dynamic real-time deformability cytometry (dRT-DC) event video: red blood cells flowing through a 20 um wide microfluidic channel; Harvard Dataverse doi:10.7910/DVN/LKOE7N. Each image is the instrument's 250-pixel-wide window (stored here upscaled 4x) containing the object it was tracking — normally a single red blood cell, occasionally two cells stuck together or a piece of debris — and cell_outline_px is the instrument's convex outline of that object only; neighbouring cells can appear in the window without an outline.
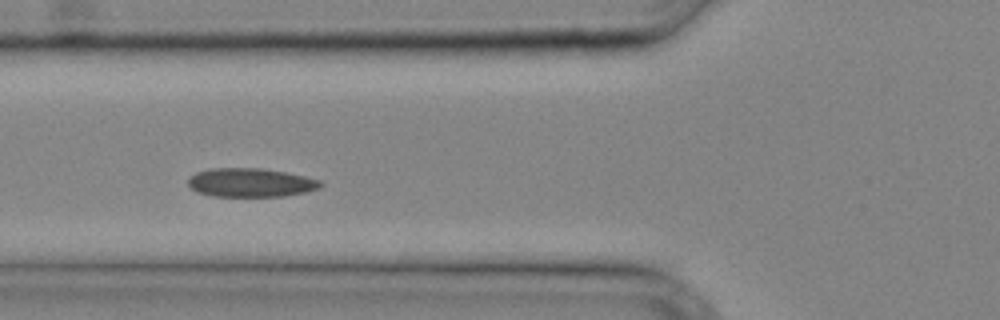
{"species": "common noctule bat (a hibernating species)", "species_latin": "Nyctalus noctula", "temperature_condition": "cold", "stored_images_in_passage": 31, "camera_frame_rate_fps": 3000, "um_per_image_px": 0.085, "animal": {"sex": "male", "body_mass_g": 20.4}, "frame": {"image": 1, "passage_image": 10, "time_ms": 3.0, "image_size_px": [1000, 320], "cell_outline_px": [[324, 184], [316, 188], [304, 192], [284, 196], [212, 196], [196, 192], [188, 184], [188, 180], [196, 172], [208, 168], [260, 168], [284, 172], [304, 176], [320, 180]], "centroid_in_image_um": [21.26, 15.52], "position_along_channel_um": 104.5, "area_um2": 22.02}}
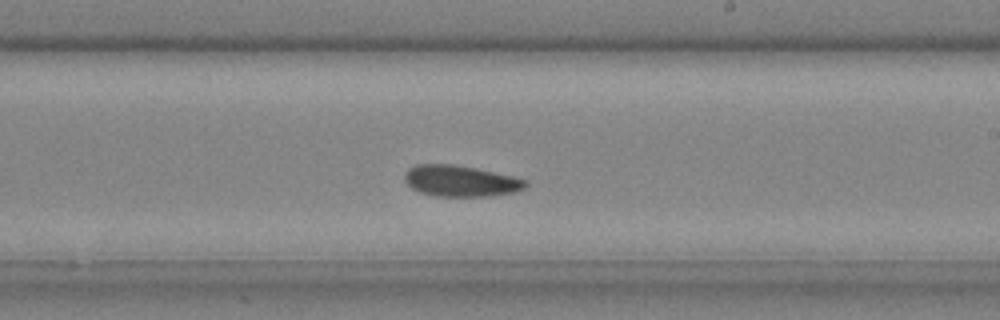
{"frame": {"image": 2, "passage_image": 18, "time_ms": 5.667, "image_size_px": [1000, 320], "cell_outline_px": [[528, 184], [524, 188], [512, 192], [492, 196], [436, 196], [420, 192], [412, 188], [404, 180], [404, 172], [408, 168], [416, 164], [452, 164], [476, 168], [512, 176], [528, 180]], "centroid_in_image_um": [39.13, 15.37], "position_along_channel_um": 249.9, "area_um2": 21.96}}